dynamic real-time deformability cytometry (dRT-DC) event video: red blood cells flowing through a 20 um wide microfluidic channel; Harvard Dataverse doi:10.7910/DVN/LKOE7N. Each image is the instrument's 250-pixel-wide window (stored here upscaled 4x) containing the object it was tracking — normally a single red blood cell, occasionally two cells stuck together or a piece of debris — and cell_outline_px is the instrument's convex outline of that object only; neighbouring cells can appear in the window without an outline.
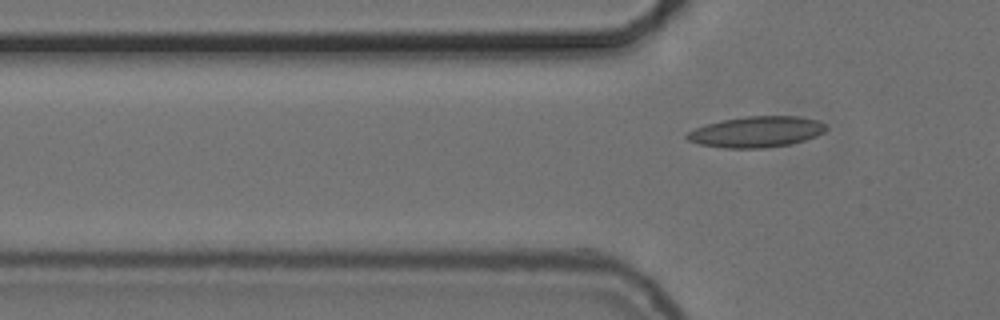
{"species": "common noctule bat (a hibernating species)", "species_latin": "Nyctalus noctula", "temperature_condition": "cold", "stored_images_in_passage": 12, "camera_frame_rate_fps": 3000, "um_per_image_px": 0.085, "animal": {"sex": "female", "body_mass_g": 24.6, "forearm_length_mm": 56.2}, "frame": {"image": 1, "passage_image": 12, "time_ms": 3.667, "image_size_px": [1000, 320], "cell_outline_px": [[828, 128], [824, 132], [816, 136], [804, 140], [788, 144], [768, 148], [724, 148], [700, 144], [688, 140], [684, 136], [688, 132], [696, 128], [720, 120], [744, 116], [796, 116], [816, 120], [824, 124]], "centroid_in_image_um": [64.29, 11.2], "position_along_channel_um": 61.5, "area_um2": 24.97}}